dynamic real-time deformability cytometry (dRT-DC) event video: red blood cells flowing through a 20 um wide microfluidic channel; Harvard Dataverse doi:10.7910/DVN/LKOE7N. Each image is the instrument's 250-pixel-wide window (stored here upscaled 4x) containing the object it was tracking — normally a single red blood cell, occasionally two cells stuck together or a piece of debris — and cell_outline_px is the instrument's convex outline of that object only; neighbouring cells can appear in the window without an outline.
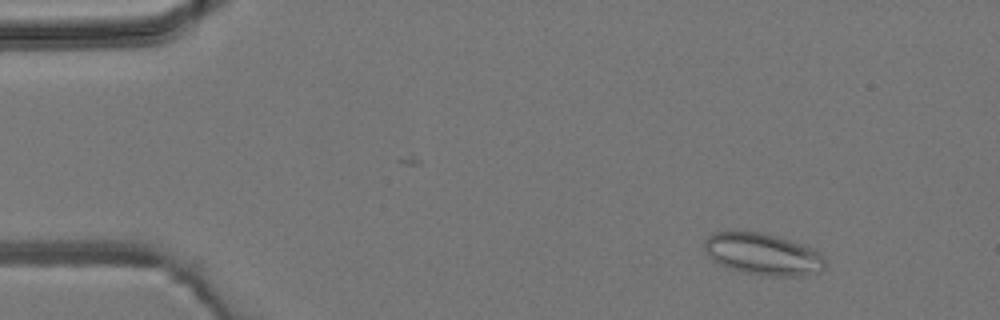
{"species": "common noctule bat (a hibernating species)", "species_latin": "Nyctalus noctula", "temperature_condition": "room temperature", "stored_images_in_passage": 5, "camera_frame_rate_fps": 3000, "um_per_image_px": 0.085, "animal": {"sex": "male", "body_mass_g": 19.2, "forearm_length_mm": 51.8}, "frame": {"image": 1, "passage_image": 2, "time_ms": 1.333, "image_size_px": [1000, 320], "cell_outline_px": [[824, 268], [820, 272], [800, 276], [768, 276], [744, 272], [728, 268], [716, 264], [708, 256], [704, 248], [704, 240], [708, 236], [716, 232], [756, 232], [776, 236], [812, 248], [820, 252], [824, 260]], "centroid_in_image_um": [64.82, 21.62], "position_along_channel_um": 20.2, "area_um2": 29.25}}